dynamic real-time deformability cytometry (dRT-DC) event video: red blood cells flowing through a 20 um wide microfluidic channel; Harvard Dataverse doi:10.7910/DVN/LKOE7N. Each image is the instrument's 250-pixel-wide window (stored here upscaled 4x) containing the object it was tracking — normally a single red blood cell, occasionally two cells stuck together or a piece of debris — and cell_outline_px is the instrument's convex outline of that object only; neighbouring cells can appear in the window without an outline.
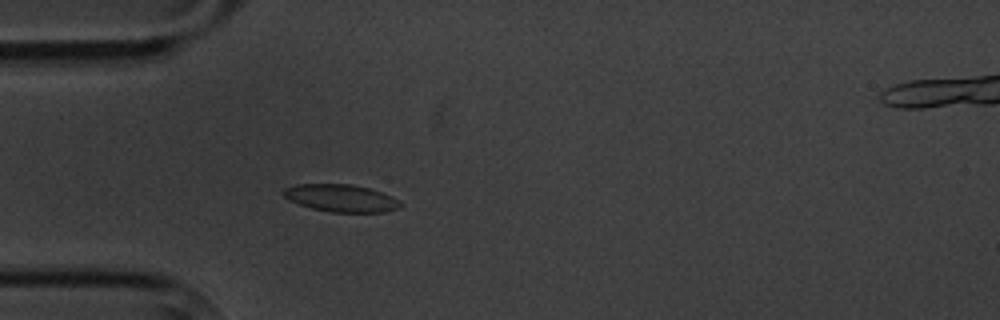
{"species": "common noctule bat (a hibernating species)", "species_latin": "Nyctalus noctula", "temperature_condition": "cold", "stored_images_in_passage": 5, "camera_frame_rate_fps": 3000, "um_per_image_px": 0.085, "animal": {"sex": "male", "body_mass_g": 20.1, "forearm_length_mm": 53.5}, "frame": {"image": 1, "passage_image": 5, "time_ms": 4.667, "image_size_px": [1000, 320], "cell_outline_px": [[404, 204], [400, 208], [384, 212], [332, 212], [312, 208], [288, 200], [280, 192], [284, 188], [296, 184], [348, 184], [368, 188], [392, 196], [400, 200]], "centroid_in_image_um": [28.99, 16.84], "position_along_channel_um": 56.0, "area_um2": 18.73}}